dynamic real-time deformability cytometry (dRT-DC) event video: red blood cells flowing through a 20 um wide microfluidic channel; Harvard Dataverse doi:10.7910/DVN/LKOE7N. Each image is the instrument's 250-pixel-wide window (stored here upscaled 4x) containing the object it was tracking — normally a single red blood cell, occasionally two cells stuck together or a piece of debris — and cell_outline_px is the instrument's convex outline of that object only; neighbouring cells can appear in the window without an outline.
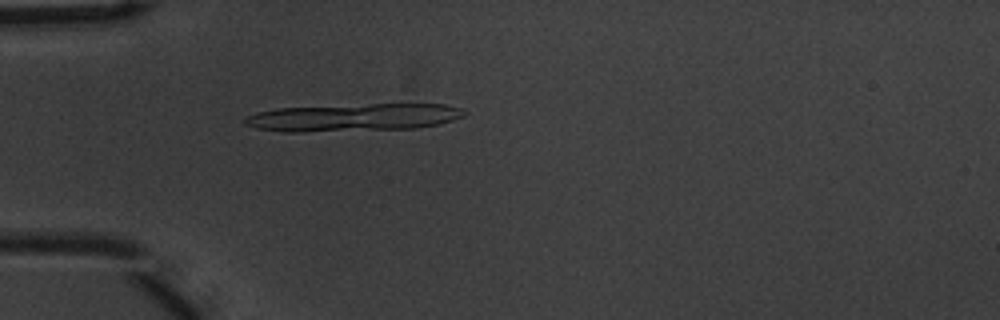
{"species": "common noctule bat (a hibernating species)", "species_latin": "Nyctalus noctula", "temperature_condition": "warm", "stored_images_in_passage": 19, "camera_frame_rate_fps": 3000, "um_per_image_px": 0.085, "animal": {"sex": "male", "body_mass_g": 20.1, "forearm_length_mm": 53.5}, "frame": {"image": 1, "passage_image": 16, "time_ms": 5.0, "image_size_px": [1000, 320], "cell_outline_px": [[468, 112], [464, 116], [440, 124], [416, 128], [304, 132], [284, 132], [256, 128], [244, 124], [244, 120], [248, 116], [256, 112], [276, 108], [372, 104], [444, 104], [464, 108]], "centroid_in_image_um": [30.07, 9.98], "position_along_channel_um": 54.9, "area_um2": 35.43}}